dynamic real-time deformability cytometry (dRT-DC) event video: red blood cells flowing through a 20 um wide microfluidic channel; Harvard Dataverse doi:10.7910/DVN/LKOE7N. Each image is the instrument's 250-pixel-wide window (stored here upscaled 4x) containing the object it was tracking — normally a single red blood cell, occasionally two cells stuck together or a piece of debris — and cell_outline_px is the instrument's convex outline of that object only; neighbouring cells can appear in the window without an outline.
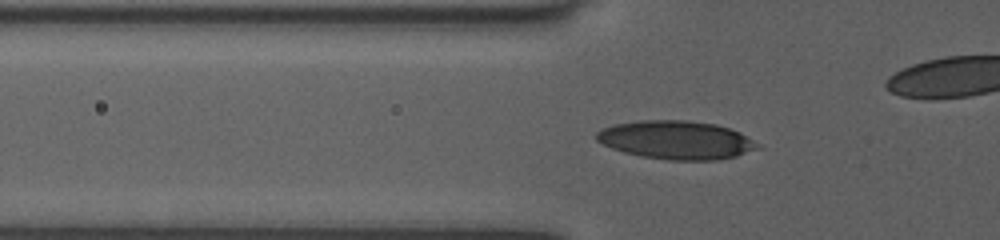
{"species": "human", "species_latin": "Homo sapiens", "temperature_condition": "room temperature", "stored_images_in_passage": 36, "camera_frame_rate_fps": 3000, "um_per_image_px": 0.085, "donor": {"sex": "female"}, "frame": {"image": 1, "passage_image": 9, "time_ms": 2.667, "image_size_px": [1000, 240], "cell_outline_px": [[764, 148], [736, 156], [720, 160], [668, 160], [640, 156], [624, 152], [612, 148], [596, 140], [596, 132], [604, 128], [616, 124], [640, 120], [688, 120], [716, 124], [740, 132], [760, 144]], "centroid_in_image_um": [57.54, 11.91], "position_along_channel_um": 68.3, "area_um2": 36.3}}
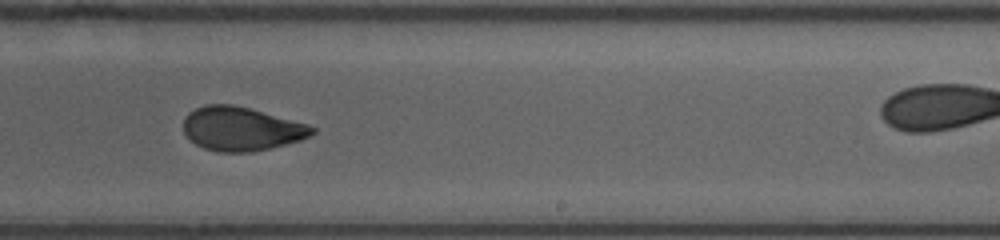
{"frame": {"image": 2, "passage_image": 24, "time_ms": 7.667, "image_size_px": [1000, 240], "cell_outline_px": [[316, 132], [300, 140], [252, 152], [216, 152], [204, 148], [196, 144], [184, 132], [184, 120], [188, 112], [204, 104], [232, 104], [248, 108], [308, 124], [316, 128]], "centroid_in_image_um": [20.49, 10.94], "position_along_channel_um": 268.5, "area_um2": 32.6}}
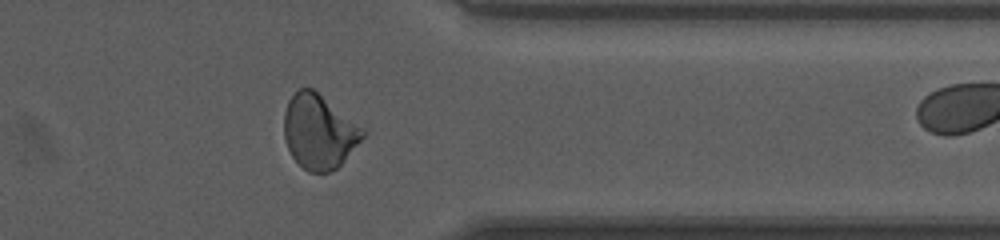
{"frame": {"image": 3, "passage_image": 33, "time_ms": 10.667, "image_size_px": [1000, 240], "cell_outline_px": [[368, 132], [344, 160], [336, 168], [328, 172], [308, 172], [292, 156], [284, 140], [284, 112], [288, 100], [300, 88], [312, 88], [364, 128]], "centroid_in_image_um": [27.11, 11.19], "position_along_channel_um": 384.3, "area_um2": 33.81}}